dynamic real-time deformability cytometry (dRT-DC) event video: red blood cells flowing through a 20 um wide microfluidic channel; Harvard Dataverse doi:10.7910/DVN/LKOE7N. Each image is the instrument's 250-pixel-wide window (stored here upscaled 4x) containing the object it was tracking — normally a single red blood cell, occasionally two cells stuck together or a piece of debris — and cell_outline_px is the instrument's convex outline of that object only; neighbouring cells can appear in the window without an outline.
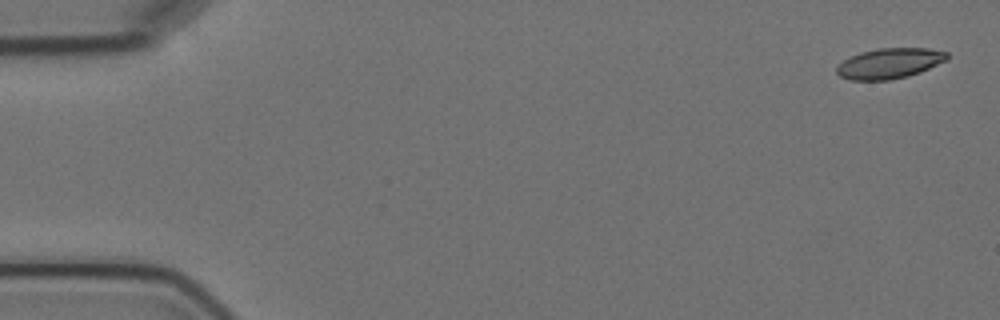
{"species": "Egyptian fruit bat (a non-hibernating species)", "species_latin": "Rousettus aegyptiacus", "temperature_condition": "cold", "stored_images_in_passage": 11, "camera_frame_rate_fps": 3000, "um_per_image_px": 0.085, "animal": {"sex": "female"}, "frame": {"image": 1, "passage_image": 1, "time_ms": 0.0, "image_size_px": [1000, 320], "cell_outline_px": [[948, 60], [920, 72], [908, 76], [888, 80], [848, 80], [840, 76], [836, 72], [836, 68], [844, 60], [860, 52], [880, 48], [928, 48], [948, 52]], "centroid_in_image_um": [75.63, 5.39], "position_along_channel_um": 9.4, "area_um2": 19.54}}
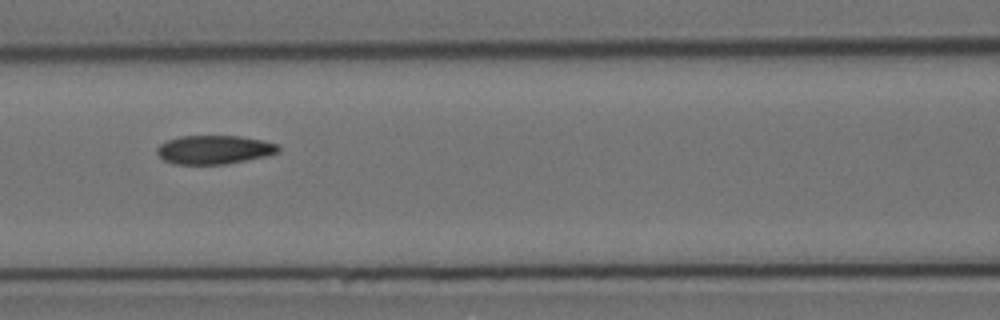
{"frame": {"image": 2, "passage_image": 7, "time_ms": 7.667, "image_size_px": [1000, 320], "cell_outline_px": [[280, 152], [264, 156], [228, 164], [176, 164], [164, 160], [156, 152], [156, 148], [164, 140], [180, 136], [240, 136], [264, 140], [276, 144], [280, 148]], "centroid_in_image_um": [18.19, 12.71], "position_along_channel_um": 148.4, "area_um2": 20.4}}
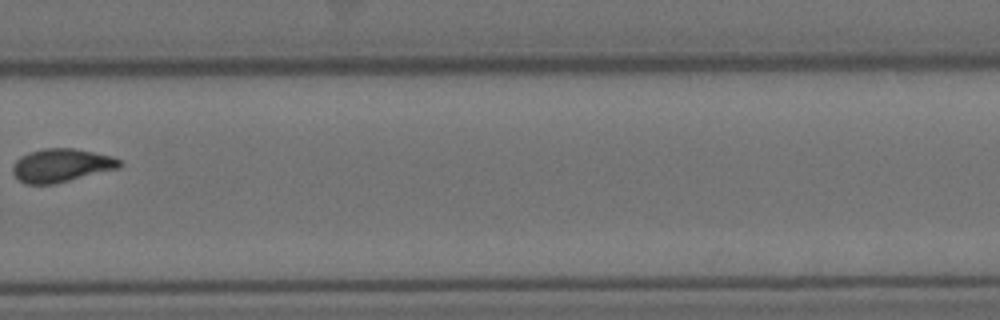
{"frame": {"image": 3, "passage_image": 11, "time_ms": 12.667, "image_size_px": [1000, 320], "cell_outline_px": [[124, 164], [120, 168], [56, 184], [24, 184], [12, 172], [12, 164], [20, 156], [28, 152], [44, 148], [72, 148], [112, 156], [120, 160]], "centroid_in_image_um": [5.21, 14.06], "position_along_channel_um": 324.6, "area_um2": 20.98}}